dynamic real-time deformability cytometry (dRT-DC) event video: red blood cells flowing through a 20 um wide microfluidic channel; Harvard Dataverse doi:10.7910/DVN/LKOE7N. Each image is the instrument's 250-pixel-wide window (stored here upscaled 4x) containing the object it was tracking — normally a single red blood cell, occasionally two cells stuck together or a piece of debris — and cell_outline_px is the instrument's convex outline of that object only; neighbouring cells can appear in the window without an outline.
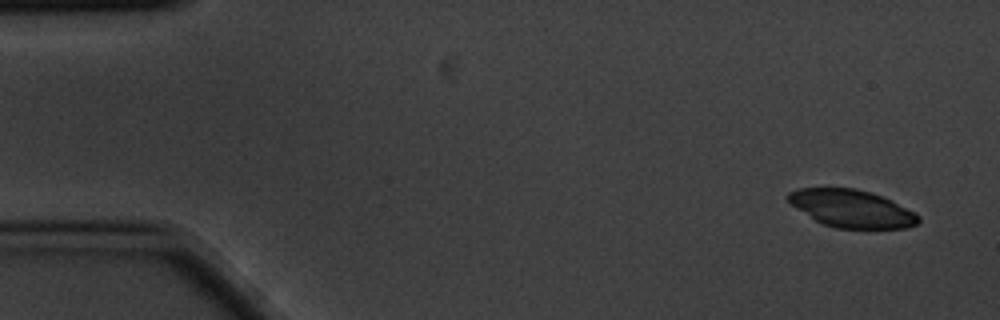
{"species": "common noctule bat (a hibernating species)", "species_latin": "Nyctalus noctula", "temperature_condition": "cold", "stored_images_in_passage": 5, "camera_frame_rate_fps": 3000, "um_per_image_px": 0.085, "animal": {"sex": "male", "body_mass_g": 20.1, "forearm_length_mm": 53.5}, "frame": {"image": 1, "passage_image": 1, "time_ms": 0.0, "image_size_px": [1000, 320], "cell_outline_px": [[920, 220], [916, 224], [908, 228], [836, 228], [824, 224], [816, 220], [792, 204], [784, 196], [788, 192], [796, 188], [856, 188], [892, 200], [916, 212], [920, 216]], "centroid_in_image_um": [72.41, 17.72], "position_along_channel_um": 12.6, "area_um2": 28.38}}